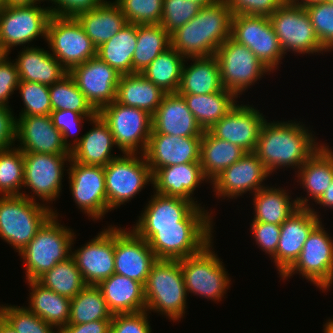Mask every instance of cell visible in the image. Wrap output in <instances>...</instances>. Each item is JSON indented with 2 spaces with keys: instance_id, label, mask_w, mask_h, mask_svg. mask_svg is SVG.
Instances as JSON below:
<instances>
[{
  "instance_id": "cell-30",
  "label": "cell",
  "mask_w": 333,
  "mask_h": 333,
  "mask_svg": "<svg viewBox=\"0 0 333 333\" xmlns=\"http://www.w3.org/2000/svg\"><path fill=\"white\" fill-rule=\"evenodd\" d=\"M300 188L306 190L307 196L297 197L299 208H311L309 200L316 202L333 181V148L323 145L295 173ZM309 202V204H308Z\"/></svg>"
},
{
  "instance_id": "cell-50",
  "label": "cell",
  "mask_w": 333,
  "mask_h": 333,
  "mask_svg": "<svg viewBox=\"0 0 333 333\" xmlns=\"http://www.w3.org/2000/svg\"><path fill=\"white\" fill-rule=\"evenodd\" d=\"M201 6L191 0H163L160 25L169 33L195 17Z\"/></svg>"
},
{
  "instance_id": "cell-49",
  "label": "cell",
  "mask_w": 333,
  "mask_h": 333,
  "mask_svg": "<svg viewBox=\"0 0 333 333\" xmlns=\"http://www.w3.org/2000/svg\"><path fill=\"white\" fill-rule=\"evenodd\" d=\"M127 23L136 25L160 24L163 0H114Z\"/></svg>"
},
{
  "instance_id": "cell-19",
  "label": "cell",
  "mask_w": 333,
  "mask_h": 333,
  "mask_svg": "<svg viewBox=\"0 0 333 333\" xmlns=\"http://www.w3.org/2000/svg\"><path fill=\"white\" fill-rule=\"evenodd\" d=\"M114 249V224L103 228L98 235L77 250L71 249V256L86 285L97 286L115 273Z\"/></svg>"
},
{
  "instance_id": "cell-4",
  "label": "cell",
  "mask_w": 333,
  "mask_h": 333,
  "mask_svg": "<svg viewBox=\"0 0 333 333\" xmlns=\"http://www.w3.org/2000/svg\"><path fill=\"white\" fill-rule=\"evenodd\" d=\"M58 214L57 209L54 210L35 237L18 253L23 259L26 281L37 280L58 262L71 256L76 234L68 226L59 223Z\"/></svg>"
},
{
  "instance_id": "cell-42",
  "label": "cell",
  "mask_w": 333,
  "mask_h": 333,
  "mask_svg": "<svg viewBox=\"0 0 333 333\" xmlns=\"http://www.w3.org/2000/svg\"><path fill=\"white\" fill-rule=\"evenodd\" d=\"M186 58L169 47L159 54L141 74L166 94L177 93Z\"/></svg>"
},
{
  "instance_id": "cell-64",
  "label": "cell",
  "mask_w": 333,
  "mask_h": 333,
  "mask_svg": "<svg viewBox=\"0 0 333 333\" xmlns=\"http://www.w3.org/2000/svg\"><path fill=\"white\" fill-rule=\"evenodd\" d=\"M327 322L323 324V333H333V319L326 320Z\"/></svg>"
},
{
  "instance_id": "cell-38",
  "label": "cell",
  "mask_w": 333,
  "mask_h": 333,
  "mask_svg": "<svg viewBox=\"0 0 333 333\" xmlns=\"http://www.w3.org/2000/svg\"><path fill=\"white\" fill-rule=\"evenodd\" d=\"M247 152L240 146L214 137L208 130L202 134L200 163L203 174L211 183L230 165L241 159Z\"/></svg>"
},
{
  "instance_id": "cell-8",
  "label": "cell",
  "mask_w": 333,
  "mask_h": 333,
  "mask_svg": "<svg viewBox=\"0 0 333 333\" xmlns=\"http://www.w3.org/2000/svg\"><path fill=\"white\" fill-rule=\"evenodd\" d=\"M104 171L107 213L131 201L147 184H153L152 172L144 154L122 153L104 166Z\"/></svg>"
},
{
  "instance_id": "cell-55",
  "label": "cell",
  "mask_w": 333,
  "mask_h": 333,
  "mask_svg": "<svg viewBox=\"0 0 333 333\" xmlns=\"http://www.w3.org/2000/svg\"><path fill=\"white\" fill-rule=\"evenodd\" d=\"M251 233L256 242L258 248L269 254L270 259L276 254L278 246L281 225L264 223V222H252L250 223Z\"/></svg>"
},
{
  "instance_id": "cell-15",
  "label": "cell",
  "mask_w": 333,
  "mask_h": 333,
  "mask_svg": "<svg viewBox=\"0 0 333 333\" xmlns=\"http://www.w3.org/2000/svg\"><path fill=\"white\" fill-rule=\"evenodd\" d=\"M46 42L49 52L68 72L97 56V48L75 17L51 15Z\"/></svg>"
},
{
  "instance_id": "cell-10",
  "label": "cell",
  "mask_w": 333,
  "mask_h": 333,
  "mask_svg": "<svg viewBox=\"0 0 333 333\" xmlns=\"http://www.w3.org/2000/svg\"><path fill=\"white\" fill-rule=\"evenodd\" d=\"M98 114L108 124L121 153H145L152 133L151 114L116 101L103 106Z\"/></svg>"
},
{
  "instance_id": "cell-18",
  "label": "cell",
  "mask_w": 333,
  "mask_h": 333,
  "mask_svg": "<svg viewBox=\"0 0 333 333\" xmlns=\"http://www.w3.org/2000/svg\"><path fill=\"white\" fill-rule=\"evenodd\" d=\"M270 176L258 156L254 152H247L241 159L224 169L210 186L212 185L214 195L218 199H237L248 192L255 194L267 186L264 181Z\"/></svg>"
},
{
  "instance_id": "cell-33",
  "label": "cell",
  "mask_w": 333,
  "mask_h": 333,
  "mask_svg": "<svg viewBox=\"0 0 333 333\" xmlns=\"http://www.w3.org/2000/svg\"><path fill=\"white\" fill-rule=\"evenodd\" d=\"M75 18L96 48L110 40L127 24L125 15L114 0H106L92 10L77 14Z\"/></svg>"
},
{
  "instance_id": "cell-3",
  "label": "cell",
  "mask_w": 333,
  "mask_h": 333,
  "mask_svg": "<svg viewBox=\"0 0 333 333\" xmlns=\"http://www.w3.org/2000/svg\"><path fill=\"white\" fill-rule=\"evenodd\" d=\"M132 230L146 241L157 228L213 227V211L180 197L153 193ZM212 215V216H211Z\"/></svg>"
},
{
  "instance_id": "cell-58",
  "label": "cell",
  "mask_w": 333,
  "mask_h": 333,
  "mask_svg": "<svg viewBox=\"0 0 333 333\" xmlns=\"http://www.w3.org/2000/svg\"><path fill=\"white\" fill-rule=\"evenodd\" d=\"M16 117L11 107L0 105V151L10 149L16 145Z\"/></svg>"
},
{
  "instance_id": "cell-29",
  "label": "cell",
  "mask_w": 333,
  "mask_h": 333,
  "mask_svg": "<svg viewBox=\"0 0 333 333\" xmlns=\"http://www.w3.org/2000/svg\"><path fill=\"white\" fill-rule=\"evenodd\" d=\"M154 189L153 192L165 195L180 197L192 201L196 206H201L194 191L200 184L208 182L205 178L201 163H185L167 166L157 169L152 174ZM205 181V182H204Z\"/></svg>"
},
{
  "instance_id": "cell-37",
  "label": "cell",
  "mask_w": 333,
  "mask_h": 333,
  "mask_svg": "<svg viewBox=\"0 0 333 333\" xmlns=\"http://www.w3.org/2000/svg\"><path fill=\"white\" fill-rule=\"evenodd\" d=\"M26 283L29 290L28 306L32 313L53 325L58 331L68 324L71 299L43 287L36 280Z\"/></svg>"
},
{
  "instance_id": "cell-12",
  "label": "cell",
  "mask_w": 333,
  "mask_h": 333,
  "mask_svg": "<svg viewBox=\"0 0 333 333\" xmlns=\"http://www.w3.org/2000/svg\"><path fill=\"white\" fill-rule=\"evenodd\" d=\"M40 4L5 5L0 8V45L8 54L15 49L14 46L29 47L28 44L39 37L46 41L51 14L48 7H41Z\"/></svg>"
},
{
  "instance_id": "cell-27",
  "label": "cell",
  "mask_w": 333,
  "mask_h": 333,
  "mask_svg": "<svg viewBox=\"0 0 333 333\" xmlns=\"http://www.w3.org/2000/svg\"><path fill=\"white\" fill-rule=\"evenodd\" d=\"M92 128L78 137L71 139V159L85 165L106 166L118 157L111 153L116 147L114 137L108 124L99 114L89 121Z\"/></svg>"
},
{
  "instance_id": "cell-24",
  "label": "cell",
  "mask_w": 333,
  "mask_h": 333,
  "mask_svg": "<svg viewBox=\"0 0 333 333\" xmlns=\"http://www.w3.org/2000/svg\"><path fill=\"white\" fill-rule=\"evenodd\" d=\"M320 216L313 207L299 208L281 224L276 254L271 259L279 277L297 260L309 234L321 222Z\"/></svg>"
},
{
  "instance_id": "cell-53",
  "label": "cell",
  "mask_w": 333,
  "mask_h": 333,
  "mask_svg": "<svg viewBox=\"0 0 333 333\" xmlns=\"http://www.w3.org/2000/svg\"><path fill=\"white\" fill-rule=\"evenodd\" d=\"M148 316L146 310L113 314L110 333H153Z\"/></svg>"
},
{
  "instance_id": "cell-41",
  "label": "cell",
  "mask_w": 333,
  "mask_h": 333,
  "mask_svg": "<svg viewBox=\"0 0 333 333\" xmlns=\"http://www.w3.org/2000/svg\"><path fill=\"white\" fill-rule=\"evenodd\" d=\"M170 46V34L160 24L137 25V44L132 58V74L141 73Z\"/></svg>"
},
{
  "instance_id": "cell-28",
  "label": "cell",
  "mask_w": 333,
  "mask_h": 333,
  "mask_svg": "<svg viewBox=\"0 0 333 333\" xmlns=\"http://www.w3.org/2000/svg\"><path fill=\"white\" fill-rule=\"evenodd\" d=\"M152 133L178 137H202L203 129L178 93L165 94L152 115Z\"/></svg>"
},
{
  "instance_id": "cell-21",
  "label": "cell",
  "mask_w": 333,
  "mask_h": 333,
  "mask_svg": "<svg viewBox=\"0 0 333 333\" xmlns=\"http://www.w3.org/2000/svg\"><path fill=\"white\" fill-rule=\"evenodd\" d=\"M115 273L146 284L151 267L158 260L148 242L132 229L115 226Z\"/></svg>"
},
{
  "instance_id": "cell-48",
  "label": "cell",
  "mask_w": 333,
  "mask_h": 333,
  "mask_svg": "<svg viewBox=\"0 0 333 333\" xmlns=\"http://www.w3.org/2000/svg\"><path fill=\"white\" fill-rule=\"evenodd\" d=\"M18 90L24 106L19 112V116L50 115L52 106L49 86L36 82L20 81Z\"/></svg>"
},
{
  "instance_id": "cell-57",
  "label": "cell",
  "mask_w": 333,
  "mask_h": 333,
  "mask_svg": "<svg viewBox=\"0 0 333 333\" xmlns=\"http://www.w3.org/2000/svg\"><path fill=\"white\" fill-rule=\"evenodd\" d=\"M52 5L48 6L49 12L53 16L75 17L77 14L92 10L100 6L106 0H46ZM55 6H54V5Z\"/></svg>"
},
{
  "instance_id": "cell-65",
  "label": "cell",
  "mask_w": 333,
  "mask_h": 333,
  "mask_svg": "<svg viewBox=\"0 0 333 333\" xmlns=\"http://www.w3.org/2000/svg\"><path fill=\"white\" fill-rule=\"evenodd\" d=\"M191 1L197 3L201 7H205L214 3L216 0H191Z\"/></svg>"
},
{
  "instance_id": "cell-20",
  "label": "cell",
  "mask_w": 333,
  "mask_h": 333,
  "mask_svg": "<svg viewBox=\"0 0 333 333\" xmlns=\"http://www.w3.org/2000/svg\"><path fill=\"white\" fill-rule=\"evenodd\" d=\"M214 227L157 228L147 240L157 259L180 260L199 253L213 240Z\"/></svg>"
},
{
  "instance_id": "cell-54",
  "label": "cell",
  "mask_w": 333,
  "mask_h": 333,
  "mask_svg": "<svg viewBox=\"0 0 333 333\" xmlns=\"http://www.w3.org/2000/svg\"><path fill=\"white\" fill-rule=\"evenodd\" d=\"M232 15L271 16L286 0H224Z\"/></svg>"
},
{
  "instance_id": "cell-47",
  "label": "cell",
  "mask_w": 333,
  "mask_h": 333,
  "mask_svg": "<svg viewBox=\"0 0 333 333\" xmlns=\"http://www.w3.org/2000/svg\"><path fill=\"white\" fill-rule=\"evenodd\" d=\"M0 314L13 326L17 333H59L26 306L0 305Z\"/></svg>"
},
{
  "instance_id": "cell-34",
  "label": "cell",
  "mask_w": 333,
  "mask_h": 333,
  "mask_svg": "<svg viewBox=\"0 0 333 333\" xmlns=\"http://www.w3.org/2000/svg\"><path fill=\"white\" fill-rule=\"evenodd\" d=\"M189 59L193 62L188 65ZM187 63V66H186ZM223 89L215 55L186 58L178 94H213Z\"/></svg>"
},
{
  "instance_id": "cell-35",
  "label": "cell",
  "mask_w": 333,
  "mask_h": 333,
  "mask_svg": "<svg viewBox=\"0 0 333 333\" xmlns=\"http://www.w3.org/2000/svg\"><path fill=\"white\" fill-rule=\"evenodd\" d=\"M252 195L254 218L251 222L281 225L299 209L297 200H292L288 190L282 187L267 185Z\"/></svg>"
},
{
  "instance_id": "cell-6",
  "label": "cell",
  "mask_w": 333,
  "mask_h": 333,
  "mask_svg": "<svg viewBox=\"0 0 333 333\" xmlns=\"http://www.w3.org/2000/svg\"><path fill=\"white\" fill-rule=\"evenodd\" d=\"M55 209L22 195L0 196L1 239L20 253Z\"/></svg>"
},
{
  "instance_id": "cell-5",
  "label": "cell",
  "mask_w": 333,
  "mask_h": 333,
  "mask_svg": "<svg viewBox=\"0 0 333 333\" xmlns=\"http://www.w3.org/2000/svg\"><path fill=\"white\" fill-rule=\"evenodd\" d=\"M145 310L179 322L187 311V292L180 260L158 259L144 285Z\"/></svg>"
},
{
  "instance_id": "cell-43",
  "label": "cell",
  "mask_w": 333,
  "mask_h": 333,
  "mask_svg": "<svg viewBox=\"0 0 333 333\" xmlns=\"http://www.w3.org/2000/svg\"><path fill=\"white\" fill-rule=\"evenodd\" d=\"M112 316L113 313L109 310L100 289L94 285H86L71 299L68 324L112 320Z\"/></svg>"
},
{
  "instance_id": "cell-22",
  "label": "cell",
  "mask_w": 333,
  "mask_h": 333,
  "mask_svg": "<svg viewBox=\"0 0 333 333\" xmlns=\"http://www.w3.org/2000/svg\"><path fill=\"white\" fill-rule=\"evenodd\" d=\"M68 73L97 111L116 100L121 74L98 56L75 66Z\"/></svg>"
},
{
  "instance_id": "cell-32",
  "label": "cell",
  "mask_w": 333,
  "mask_h": 333,
  "mask_svg": "<svg viewBox=\"0 0 333 333\" xmlns=\"http://www.w3.org/2000/svg\"><path fill=\"white\" fill-rule=\"evenodd\" d=\"M97 287L113 314L135 313L146 308L144 286L140 282L114 273Z\"/></svg>"
},
{
  "instance_id": "cell-25",
  "label": "cell",
  "mask_w": 333,
  "mask_h": 333,
  "mask_svg": "<svg viewBox=\"0 0 333 333\" xmlns=\"http://www.w3.org/2000/svg\"><path fill=\"white\" fill-rule=\"evenodd\" d=\"M15 141L23 153L71 155L50 115L16 117Z\"/></svg>"
},
{
  "instance_id": "cell-39",
  "label": "cell",
  "mask_w": 333,
  "mask_h": 333,
  "mask_svg": "<svg viewBox=\"0 0 333 333\" xmlns=\"http://www.w3.org/2000/svg\"><path fill=\"white\" fill-rule=\"evenodd\" d=\"M181 95L195 120L203 131L209 130L238 103V97L223 88L213 94H179Z\"/></svg>"
},
{
  "instance_id": "cell-59",
  "label": "cell",
  "mask_w": 333,
  "mask_h": 333,
  "mask_svg": "<svg viewBox=\"0 0 333 333\" xmlns=\"http://www.w3.org/2000/svg\"><path fill=\"white\" fill-rule=\"evenodd\" d=\"M111 320H95L83 324H67L59 333H110Z\"/></svg>"
},
{
  "instance_id": "cell-36",
  "label": "cell",
  "mask_w": 333,
  "mask_h": 333,
  "mask_svg": "<svg viewBox=\"0 0 333 333\" xmlns=\"http://www.w3.org/2000/svg\"><path fill=\"white\" fill-rule=\"evenodd\" d=\"M166 93L141 73L121 75L116 90V102L140 108L153 115Z\"/></svg>"
},
{
  "instance_id": "cell-17",
  "label": "cell",
  "mask_w": 333,
  "mask_h": 333,
  "mask_svg": "<svg viewBox=\"0 0 333 333\" xmlns=\"http://www.w3.org/2000/svg\"><path fill=\"white\" fill-rule=\"evenodd\" d=\"M68 183L74 203L88 218L102 220L107 213L104 166L85 165L70 160Z\"/></svg>"
},
{
  "instance_id": "cell-1",
  "label": "cell",
  "mask_w": 333,
  "mask_h": 333,
  "mask_svg": "<svg viewBox=\"0 0 333 333\" xmlns=\"http://www.w3.org/2000/svg\"><path fill=\"white\" fill-rule=\"evenodd\" d=\"M268 121L261 129L254 153L270 175L277 173L278 169L290 167L296 173L323 145L316 142L314 131L297 119Z\"/></svg>"
},
{
  "instance_id": "cell-61",
  "label": "cell",
  "mask_w": 333,
  "mask_h": 333,
  "mask_svg": "<svg viewBox=\"0 0 333 333\" xmlns=\"http://www.w3.org/2000/svg\"><path fill=\"white\" fill-rule=\"evenodd\" d=\"M0 333H17L13 326L0 314Z\"/></svg>"
},
{
  "instance_id": "cell-62",
  "label": "cell",
  "mask_w": 333,
  "mask_h": 333,
  "mask_svg": "<svg viewBox=\"0 0 333 333\" xmlns=\"http://www.w3.org/2000/svg\"><path fill=\"white\" fill-rule=\"evenodd\" d=\"M289 1L295 5L302 6L303 8H306L314 4L327 2V0H289Z\"/></svg>"
},
{
  "instance_id": "cell-44",
  "label": "cell",
  "mask_w": 333,
  "mask_h": 333,
  "mask_svg": "<svg viewBox=\"0 0 333 333\" xmlns=\"http://www.w3.org/2000/svg\"><path fill=\"white\" fill-rule=\"evenodd\" d=\"M36 281L43 287L69 299L74 298L86 286L72 256L58 262Z\"/></svg>"
},
{
  "instance_id": "cell-7",
  "label": "cell",
  "mask_w": 333,
  "mask_h": 333,
  "mask_svg": "<svg viewBox=\"0 0 333 333\" xmlns=\"http://www.w3.org/2000/svg\"><path fill=\"white\" fill-rule=\"evenodd\" d=\"M213 240L199 253L180 259L187 295H199L214 301H222L231 285V278L213 250ZM213 247V248H212Z\"/></svg>"
},
{
  "instance_id": "cell-51",
  "label": "cell",
  "mask_w": 333,
  "mask_h": 333,
  "mask_svg": "<svg viewBox=\"0 0 333 333\" xmlns=\"http://www.w3.org/2000/svg\"><path fill=\"white\" fill-rule=\"evenodd\" d=\"M323 47L333 51V3L323 2L305 8Z\"/></svg>"
},
{
  "instance_id": "cell-46",
  "label": "cell",
  "mask_w": 333,
  "mask_h": 333,
  "mask_svg": "<svg viewBox=\"0 0 333 333\" xmlns=\"http://www.w3.org/2000/svg\"><path fill=\"white\" fill-rule=\"evenodd\" d=\"M24 155L17 147L0 151V196H19L24 186Z\"/></svg>"
},
{
  "instance_id": "cell-40",
  "label": "cell",
  "mask_w": 333,
  "mask_h": 333,
  "mask_svg": "<svg viewBox=\"0 0 333 333\" xmlns=\"http://www.w3.org/2000/svg\"><path fill=\"white\" fill-rule=\"evenodd\" d=\"M137 44V25L127 23L110 40L97 48V56L121 75L132 74Z\"/></svg>"
},
{
  "instance_id": "cell-31",
  "label": "cell",
  "mask_w": 333,
  "mask_h": 333,
  "mask_svg": "<svg viewBox=\"0 0 333 333\" xmlns=\"http://www.w3.org/2000/svg\"><path fill=\"white\" fill-rule=\"evenodd\" d=\"M15 60L20 81L51 86L68 74L49 50L38 46L22 47Z\"/></svg>"
},
{
  "instance_id": "cell-66",
  "label": "cell",
  "mask_w": 333,
  "mask_h": 333,
  "mask_svg": "<svg viewBox=\"0 0 333 333\" xmlns=\"http://www.w3.org/2000/svg\"><path fill=\"white\" fill-rule=\"evenodd\" d=\"M9 54L4 50V48L0 45V62L5 59Z\"/></svg>"
},
{
  "instance_id": "cell-67",
  "label": "cell",
  "mask_w": 333,
  "mask_h": 333,
  "mask_svg": "<svg viewBox=\"0 0 333 333\" xmlns=\"http://www.w3.org/2000/svg\"><path fill=\"white\" fill-rule=\"evenodd\" d=\"M6 5V0H0V8Z\"/></svg>"
},
{
  "instance_id": "cell-13",
  "label": "cell",
  "mask_w": 333,
  "mask_h": 333,
  "mask_svg": "<svg viewBox=\"0 0 333 333\" xmlns=\"http://www.w3.org/2000/svg\"><path fill=\"white\" fill-rule=\"evenodd\" d=\"M215 56L219 63L223 88L239 98V95L248 91L256 81L271 73L248 47L237 43L231 37L219 46Z\"/></svg>"
},
{
  "instance_id": "cell-2",
  "label": "cell",
  "mask_w": 333,
  "mask_h": 333,
  "mask_svg": "<svg viewBox=\"0 0 333 333\" xmlns=\"http://www.w3.org/2000/svg\"><path fill=\"white\" fill-rule=\"evenodd\" d=\"M232 16L224 0L201 7L195 17L170 34L171 47L185 58L215 55L231 37Z\"/></svg>"
},
{
  "instance_id": "cell-9",
  "label": "cell",
  "mask_w": 333,
  "mask_h": 333,
  "mask_svg": "<svg viewBox=\"0 0 333 333\" xmlns=\"http://www.w3.org/2000/svg\"><path fill=\"white\" fill-rule=\"evenodd\" d=\"M322 221L311 231L294 264L281 276L282 280L299 274L322 292L333 285V239Z\"/></svg>"
},
{
  "instance_id": "cell-14",
  "label": "cell",
  "mask_w": 333,
  "mask_h": 333,
  "mask_svg": "<svg viewBox=\"0 0 333 333\" xmlns=\"http://www.w3.org/2000/svg\"><path fill=\"white\" fill-rule=\"evenodd\" d=\"M24 155V189H30L31 195L25 190L21 195L32 200L42 201L49 208L62 193L64 171L68 170L71 155H55L42 153H23ZM66 162V163H65ZM68 163V164H67ZM67 166H66V165ZM65 165V166H64ZM65 168V169H64ZM61 192V193H60ZM36 196V197H35ZM37 198L39 200H37ZM51 202V203H50ZM49 203V204H48Z\"/></svg>"
},
{
  "instance_id": "cell-63",
  "label": "cell",
  "mask_w": 333,
  "mask_h": 333,
  "mask_svg": "<svg viewBox=\"0 0 333 333\" xmlns=\"http://www.w3.org/2000/svg\"><path fill=\"white\" fill-rule=\"evenodd\" d=\"M44 1L46 0H6V5H31Z\"/></svg>"
},
{
  "instance_id": "cell-23",
  "label": "cell",
  "mask_w": 333,
  "mask_h": 333,
  "mask_svg": "<svg viewBox=\"0 0 333 333\" xmlns=\"http://www.w3.org/2000/svg\"><path fill=\"white\" fill-rule=\"evenodd\" d=\"M266 120L265 115L253 104L237 103L208 131L214 137L238 145L246 152H254Z\"/></svg>"
},
{
  "instance_id": "cell-16",
  "label": "cell",
  "mask_w": 333,
  "mask_h": 333,
  "mask_svg": "<svg viewBox=\"0 0 333 333\" xmlns=\"http://www.w3.org/2000/svg\"><path fill=\"white\" fill-rule=\"evenodd\" d=\"M231 38L248 47L272 73L279 68L285 57L279 39L267 16L233 15Z\"/></svg>"
},
{
  "instance_id": "cell-26",
  "label": "cell",
  "mask_w": 333,
  "mask_h": 333,
  "mask_svg": "<svg viewBox=\"0 0 333 333\" xmlns=\"http://www.w3.org/2000/svg\"><path fill=\"white\" fill-rule=\"evenodd\" d=\"M201 139L151 133L144 155L152 174L162 167L200 163Z\"/></svg>"
},
{
  "instance_id": "cell-52",
  "label": "cell",
  "mask_w": 333,
  "mask_h": 333,
  "mask_svg": "<svg viewBox=\"0 0 333 333\" xmlns=\"http://www.w3.org/2000/svg\"><path fill=\"white\" fill-rule=\"evenodd\" d=\"M95 116L82 115L81 113L67 110H56L50 113L54 127L61 132L63 142L70 151L72 150V142L69 139L71 135L74 137L77 134L74 131L83 130L81 128L83 127L84 120L88 122Z\"/></svg>"
},
{
  "instance_id": "cell-56",
  "label": "cell",
  "mask_w": 333,
  "mask_h": 333,
  "mask_svg": "<svg viewBox=\"0 0 333 333\" xmlns=\"http://www.w3.org/2000/svg\"><path fill=\"white\" fill-rule=\"evenodd\" d=\"M20 78L15 60L7 56L0 62V105H9V98L17 91Z\"/></svg>"
},
{
  "instance_id": "cell-60",
  "label": "cell",
  "mask_w": 333,
  "mask_h": 333,
  "mask_svg": "<svg viewBox=\"0 0 333 333\" xmlns=\"http://www.w3.org/2000/svg\"><path fill=\"white\" fill-rule=\"evenodd\" d=\"M316 205H320L319 208L323 206L333 209V181L330 183V186H328L327 190L323 193V195L315 202Z\"/></svg>"
},
{
  "instance_id": "cell-11",
  "label": "cell",
  "mask_w": 333,
  "mask_h": 333,
  "mask_svg": "<svg viewBox=\"0 0 333 333\" xmlns=\"http://www.w3.org/2000/svg\"><path fill=\"white\" fill-rule=\"evenodd\" d=\"M269 20L284 54L318 55L328 52L321 44L305 8L286 0ZM322 52V53H321ZM315 53V54H314ZM320 53V54H319Z\"/></svg>"
},
{
  "instance_id": "cell-45",
  "label": "cell",
  "mask_w": 333,
  "mask_h": 333,
  "mask_svg": "<svg viewBox=\"0 0 333 333\" xmlns=\"http://www.w3.org/2000/svg\"><path fill=\"white\" fill-rule=\"evenodd\" d=\"M50 103L52 111L67 110L82 115H97L98 111L79 90L69 73L59 82L49 86Z\"/></svg>"
}]
</instances>
